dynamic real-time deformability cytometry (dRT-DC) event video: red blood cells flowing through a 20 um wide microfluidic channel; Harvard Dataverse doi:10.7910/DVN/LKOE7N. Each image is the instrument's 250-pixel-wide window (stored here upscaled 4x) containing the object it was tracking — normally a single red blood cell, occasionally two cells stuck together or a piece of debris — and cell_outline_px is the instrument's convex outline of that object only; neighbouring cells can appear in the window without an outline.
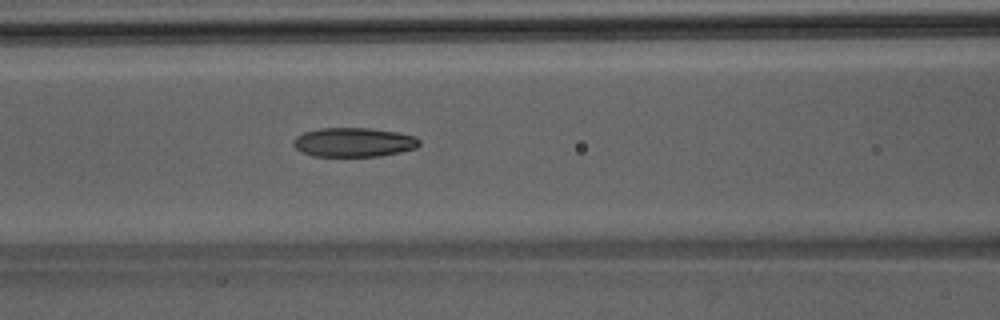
{"species": "Egyptian fruit bat (a non-hibernating species)", "species_latin": "Rousettus aegyptiacus", "temperature_condition": "room temperature", "stored_images_in_passage": 34, "camera_frame_rate_fps": 3000, "um_per_image_px": 0.085, "animal": {"sex": "male"}, "frame": {"image": 1, "passage_image": 8, "time_ms": 2.333, "image_size_px": [1000, 320], "cell_outline_px": [[420, 144], [416, 148], [400, 152], [380, 156], [312, 156], [300, 152], [292, 144], [292, 140], [296, 136], [304, 132], [320, 128], [368, 128], [396, 132], [416, 136], [420, 140]], "centroid_in_image_um": [30.04, 12.09], "position_along_channel_um": 136.6, "area_um2": 21.56}}
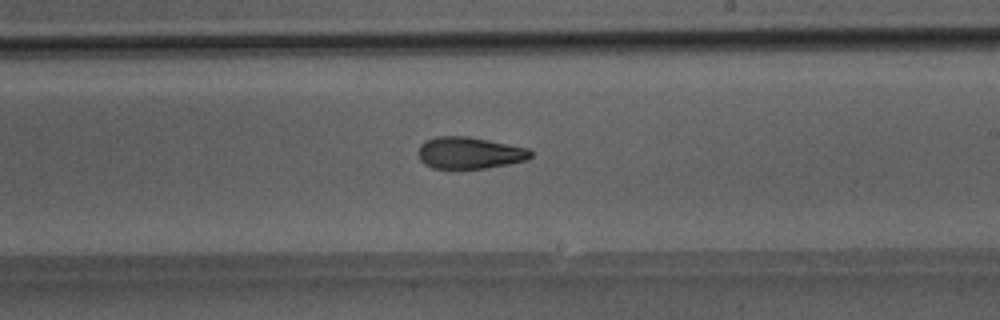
{"frame": {"image": 2, "passage_image": 16, "time_ms": 5.0, "image_size_px": [1000, 320], "cell_outline_px": [[532, 156], [524, 160], [508, 164], [488, 168], [432, 168], [424, 164], [420, 160], [416, 152], [420, 144], [436, 136], [468, 136], [528, 148], [532, 152]], "centroid_in_image_um": [39.86, 12.99], "position_along_channel_um": 249.1, "area_um2": 20.81}}
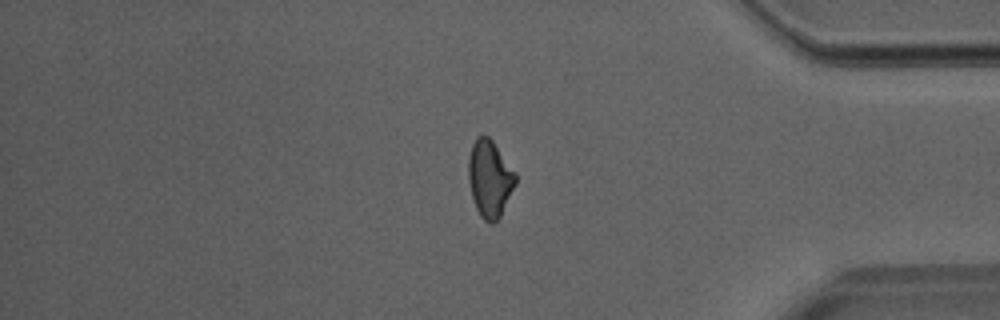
{"frame": {"image": 3, "passage_image": 28, "time_ms": 9.0, "image_size_px": [1000, 320], "cell_outline_px": [[516, 184], [500, 216], [492, 224], [488, 224], [480, 216], [472, 200], [468, 180], [468, 156], [472, 144], [476, 136], [488, 136], [492, 140], [516, 172]], "centroid_in_image_um": [41.61, 15.18], "position_along_channel_um": 393.6, "area_um2": 21.33}}